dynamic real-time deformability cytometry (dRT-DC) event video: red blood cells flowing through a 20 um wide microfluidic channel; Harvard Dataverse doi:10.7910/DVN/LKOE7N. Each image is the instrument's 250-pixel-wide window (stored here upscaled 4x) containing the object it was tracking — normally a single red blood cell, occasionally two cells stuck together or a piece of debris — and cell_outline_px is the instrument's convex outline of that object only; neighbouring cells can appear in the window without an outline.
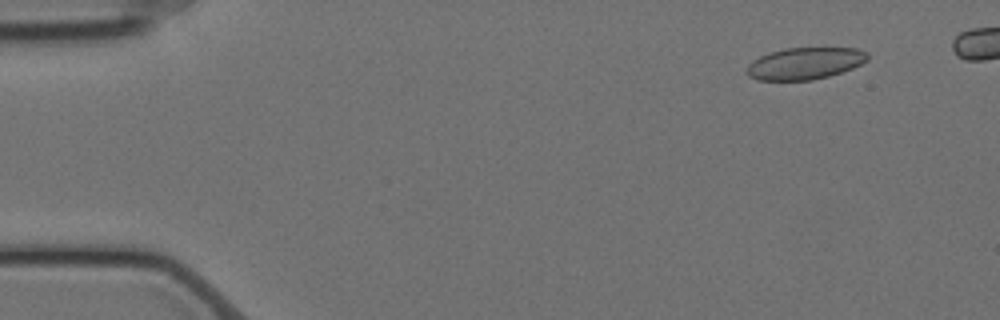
{"species": "Egyptian fruit bat (a non-hibernating species)", "species_latin": "Rousettus aegyptiacus", "temperature_condition": "cold", "stored_images_in_passage": 12, "camera_frame_rate_fps": 3000, "um_per_image_px": 0.085, "animal": {"sex": "female"}, "frame": {"image": 1, "passage_image": 1, "time_ms": 0.0, "image_size_px": [1000, 320], "cell_outline_px": [[868, 60], [852, 68], [828, 76], [812, 80], [756, 80], [748, 76], [744, 72], [748, 64], [752, 60], [760, 56], [784, 48], [856, 48], [868, 52]], "centroid_in_image_um": [68.38, 5.39], "position_along_channel_um": 16.6, "area_um2": 22.48}}
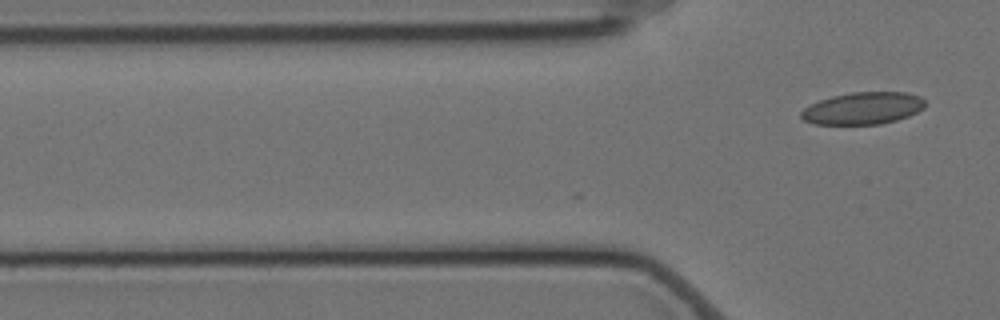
{"frame": {"image": 2, "passage_image": 12, "time_ms": 3.667, "image_size_px": [1000, 320], "cell_outline_px": [[924, 108], [908, 116], [896, 120], [880, 124], [812, 124], [804, 120], [800, 116], [800, 112], [804, 108], [820, 100], [832, 96], [852, 92], [904, 92], [920, 96], [924, 100]], "centroid_in_image_um": [73.34, 9.2], "position_along_channel_um": 52.5, "area_um2": 23.12}}